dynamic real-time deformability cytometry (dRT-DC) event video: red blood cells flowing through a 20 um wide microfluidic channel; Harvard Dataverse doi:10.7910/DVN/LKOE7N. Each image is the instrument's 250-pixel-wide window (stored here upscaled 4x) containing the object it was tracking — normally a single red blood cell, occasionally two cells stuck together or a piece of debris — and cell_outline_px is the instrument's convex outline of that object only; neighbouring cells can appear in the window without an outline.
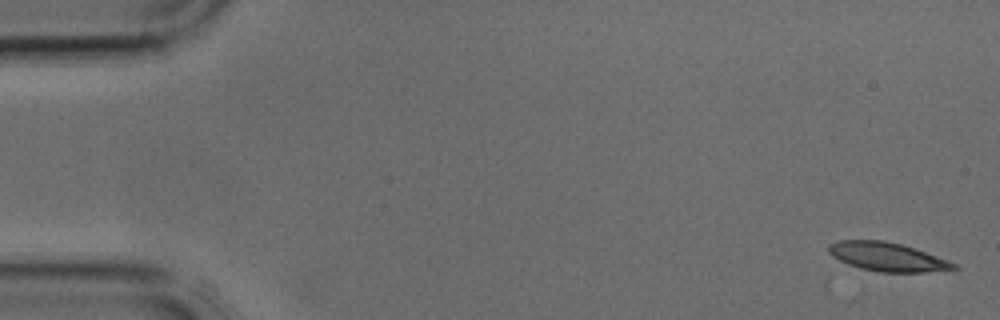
{"species": "common noctule bat (a hibernating species)", "species_latin": "Nyctalus noctula", "temperature_condition": "cold", "stored_images_in_passage": 3, "camera_frame_rate_fps": 3000, "um_per_image_px": 0.085, "animal": {"sex": "male", "body_mass_g": 17.9, "forearm_length_mm": 54.2}, "frame": {"image": 1, "passage_image": 1, "time_ms": 0.0, "image_size_px": [1000, 320], "cell_outline_px": [[960, 268], [924, 272], [880, 272], [860, 268], [848, 264], [832, 256], [828, 252], [828, 244], [840, 240], [884, 240], [900, 244], [948, 260], [956, 264]], "centroid_in_image_um": [75.38, 21.83], "position_along_channel_um": 9.6, "area_um2": 20.69}}